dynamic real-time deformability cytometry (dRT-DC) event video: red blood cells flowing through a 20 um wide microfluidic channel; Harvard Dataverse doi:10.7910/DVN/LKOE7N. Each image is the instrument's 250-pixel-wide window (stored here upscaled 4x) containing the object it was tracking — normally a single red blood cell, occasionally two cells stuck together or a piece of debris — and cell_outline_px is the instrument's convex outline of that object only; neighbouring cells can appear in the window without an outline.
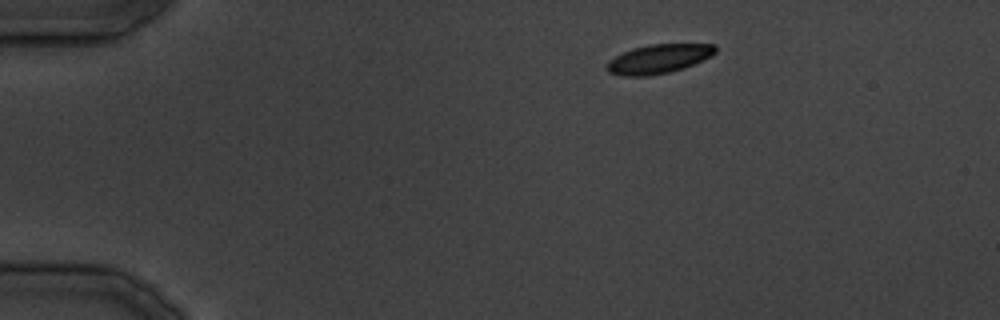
{"species": "common noctule bat (a hibernating species)", "species_latin": "Nyctalus noctula", "temperature_condition": "cold", "stored_images_in_passage": 32, "segment_of_instrument_passage": [1, 2], "camera_frame_rate_fps": 3000, "um_per_image_px": 0.085, "animal": {"sex": "male", "body_mass_g": 19.5, "forearm_length_mm": 54.6}, "frame": {"image": 1, "passage_image": 1, "time_ms": 0.0, "image_size_px": [1000, 320], "cell_outline_px": [[716, 52], [712, 56], [684, 68], [668, 72], [648, 76], [620, 76], [608, 72], [608, 60], [632, 48], [648, 44], [716, 44]], "centroid_in_image_um": [55.99, 5.0], "position_along_channel_um": 29.0, "area_um2": 18.38}}
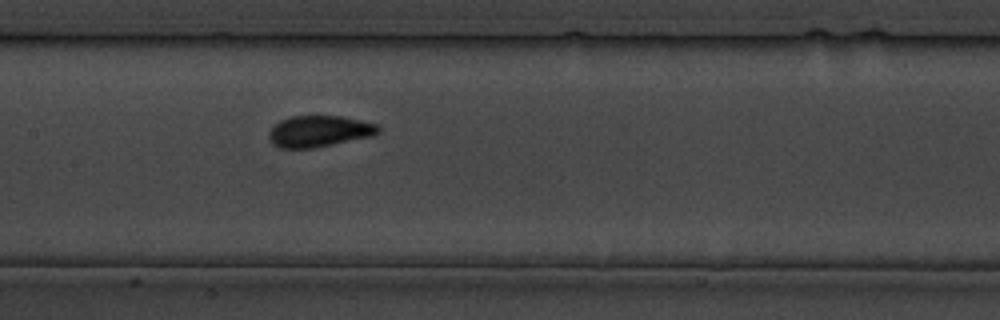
{"frame": {"image": 2, "passage_image": 13, "time_ms": 14.667, "image_size_px": [1000, 320], "cell_outline_px": [[380, 132], [372, 136], [312, 148], [280, 148], [272, 144], [268, 140], [268, 132], [280, 120], [292, 116], [340, 116], [360, 120], [376, 124], [380, 128]], "centroid_in_image_um": [27.1, 11.16], "position_along_channel_um": 180.3, "area_um2": 19.88}}
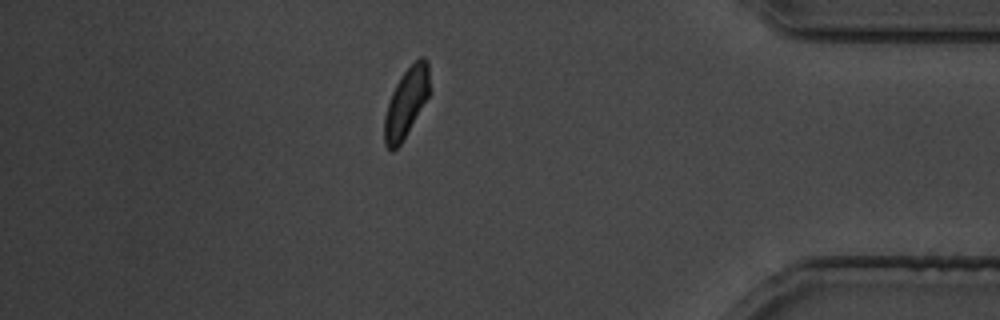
{"frame": {"image": 3, "passage_image": 26, "time_ms": 31.333, "image_size_px": [1000, 320], "cell_outline_px": [[428, 96], [400, 144], [392, 152], [384, 144], [384, 116], [392, 92], [400, 76], [420, 56], [424, 56], [428, 60]], "centroid_in_image_um": [34.5, 8.71], "position_along_channel_um": 400.7, "area_um2": 17.69}}